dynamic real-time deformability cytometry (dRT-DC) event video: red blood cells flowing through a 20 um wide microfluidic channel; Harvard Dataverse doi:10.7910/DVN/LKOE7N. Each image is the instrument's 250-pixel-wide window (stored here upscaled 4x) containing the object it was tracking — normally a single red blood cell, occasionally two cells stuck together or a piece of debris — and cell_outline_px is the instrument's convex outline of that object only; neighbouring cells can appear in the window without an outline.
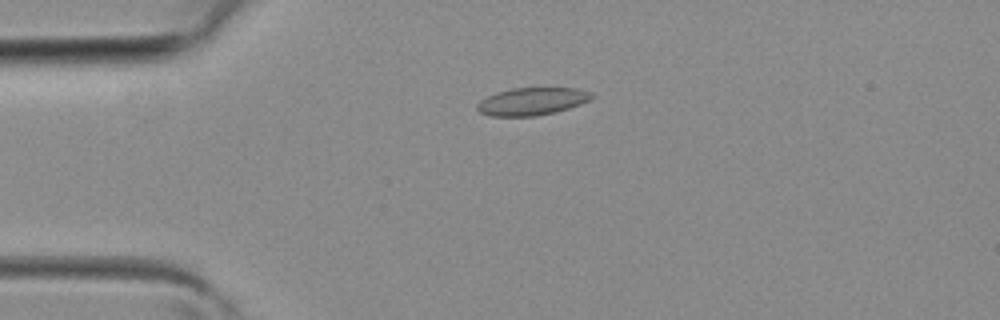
{"species": "common noctule bat (a hibernating species)", "species_latin": "Nyctalus noctula", "temperature_condition": "room temperature", "stored_images_in_passage": 4, "camera_frame_rate_fps": 3000, "um_per_image_px": 0.085, "animal": {"sex": "female", "body_mass_g": 19.3, "forearm_length_mm": 54.1}, "frame": {"image": 1, "passage_image": 4, "time_ms": 1.0, "image_size_px": [1000, 320], "cell_outline_px": [[596, 96], [592, 100], [556, 112], [536, 116], [492, 116], [480, 112], [476, 108], [476, 104], [480, 100], [496, 92], [512, 88], [576, 88], [592, 92]], "centroid_in_image_um": [45.25, 8.61], "position_along_channel_um": 39.8, "area_um2": 18.55}}